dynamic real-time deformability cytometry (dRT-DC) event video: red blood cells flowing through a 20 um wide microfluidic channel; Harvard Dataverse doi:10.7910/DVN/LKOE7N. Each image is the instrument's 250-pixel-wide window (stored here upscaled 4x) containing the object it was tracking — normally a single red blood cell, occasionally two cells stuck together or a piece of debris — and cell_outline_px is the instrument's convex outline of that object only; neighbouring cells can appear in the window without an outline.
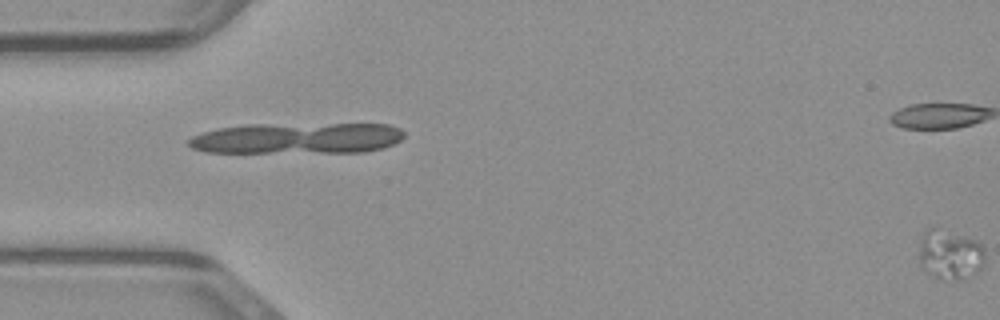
{"species": "common noctule bat (a hibernating species)", "species_latin": "Nyctalus noctula", "temperature_condition": "warm", "stored_images_in_passage": 14, "segment_of_instrument_passage": [2, 2], "camera_frame_rate_fps": 3000, "um_per_image_px": 0.085, "animal": {"sex": "male", "body_mass_g": 23.1, "forearm_length_mm": 52.7}, "frame": {"image": 1, "passage_image": 14, "time_ms": 4.333, "image_size_px": [1000, 320], "cell_outline_px": [[984, 264], [980, 272], [964, 280], [940, 280], [920, 268], [920, 244], [924, 232], [932, 224], [976, 240], [984, 248]], "centroid_in_image_um": [80.76, 21.64], "position_along_channel_um": 4.2, "area_um2": 19.88}}